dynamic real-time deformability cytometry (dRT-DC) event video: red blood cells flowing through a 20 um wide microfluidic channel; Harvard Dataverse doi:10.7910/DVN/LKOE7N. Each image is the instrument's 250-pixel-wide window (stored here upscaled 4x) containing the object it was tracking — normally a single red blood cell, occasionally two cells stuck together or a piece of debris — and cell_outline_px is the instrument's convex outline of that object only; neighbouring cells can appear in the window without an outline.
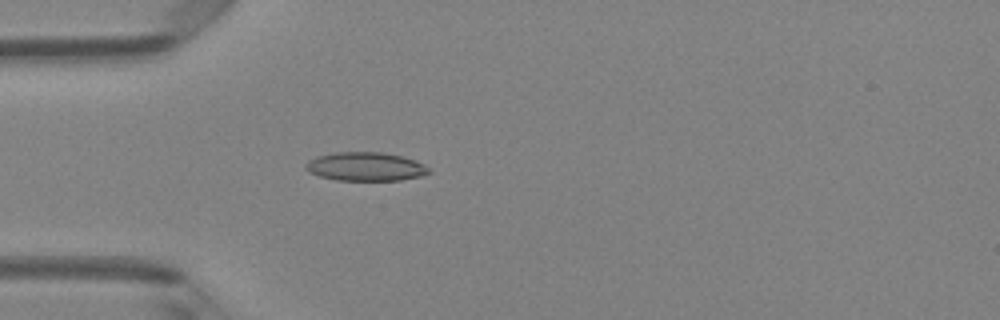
{"species": "Egyptian fruit bat (a non-hibernating species)", "species_latin": "Rousettus aegyptiacus", "temperature_condition": "room temperature", "stored_images_in_passage": 5, "camera_frame_rate_fps": 3000, "um_per_image_px": 0.085, "animal": {"sex": "female"}, "frame": {"image": 1, "passage_image": 5, "time_ms": 1.333, "image_size_px": [1000, 320], "cell_outline_px": [[432, 172], [420, 176], [400, 180], [336, 180], [320, 176], [308, 172], [304, 168], [304, 164], [308, 160], [316, 156], [336, 152], [384, 152], [416, 160], [424, 164]], "centroid_in_image_um": [31.04, 14.15], "position_along_channel_um": 54.0, "area_um2": 20.69}}